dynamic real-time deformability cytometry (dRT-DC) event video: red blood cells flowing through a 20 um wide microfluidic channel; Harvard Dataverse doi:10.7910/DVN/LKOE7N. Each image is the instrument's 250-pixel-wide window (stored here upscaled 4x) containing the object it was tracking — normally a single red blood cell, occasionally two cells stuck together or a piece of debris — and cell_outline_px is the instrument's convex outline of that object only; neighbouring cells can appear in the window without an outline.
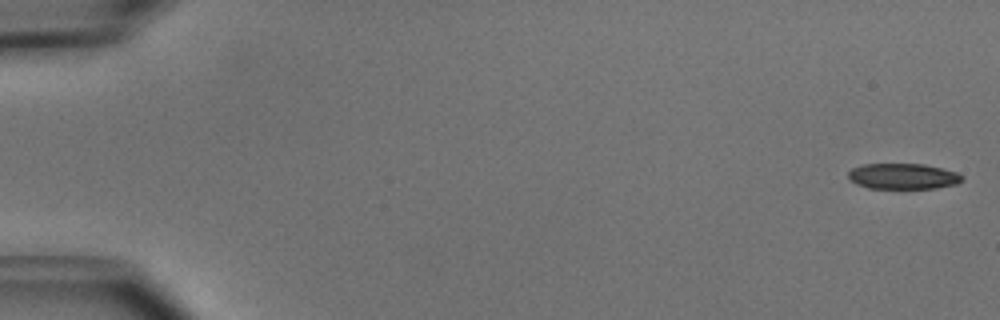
{"species": "common noctule bat (a hibernating species)", "species_latin": "Nyctalus noctula", "temperature_condition": "cold", "stored_images_in_passage": 51, "camera_frame_rate_fps": 3000, "um_per_image_px": 0.085, "animal": {"sex": "male", "body_mass_g": 15.6}, "frame": {"image": 1, "passage_image": 1, "time_ms": 0.0, "image_size_px": [1000, 320], "cell_outline_px": [[964, 180], [956, 184], [936, 188], [868, 188], [856, 184], [848, 176], [848, 172], [852, 168], [864, 164], [924, 164], [956, 172], [964, 176]], "centroid_in_image_um": [76.77, 14.98], "position_along_channel_um": 8.2, "area_um2": 16.99}}
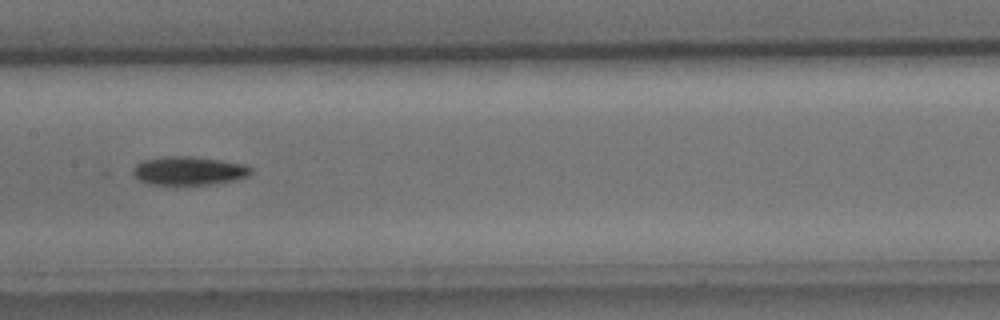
{"frame": {"image": 2, "passage_image": 26, "time_ms": 8.333, "image_size_px": [1000, 320], "cell_outline_px": [[252, 172], [248, 176], [236, 180], [208, 184], [148, 184], [140, 180], [132, 172], [132, 168], [136, 164], [144, 160], [164, 156], [192, 156], [220, 160], [244, 164], [252, 168]], "centroid_in_image_um": [16.05, 14.5], "position_along_channel_um": 191.3, "area_um2": 19.54}}
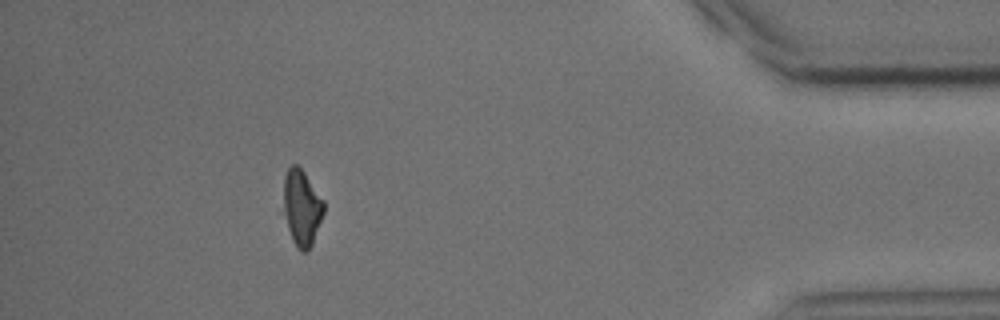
{"frame": {"image": 3, "passage_image": 46, "time_ms": 15.0, "image_size_px": [1000, 320], "cell_outline_px": [[324, 212], [312, 244], [308, 252], [300, 252], [296, 248], [292, 240], [288, 228], [284, 212], [284, 176], [288, 168], [292, 164], [296, 164], [304, 172], [324, 200]], "centroid_in_image_um": [25.66, 17.67], "position_along_channel_um": 409.5, "area_um2": 17.8}}